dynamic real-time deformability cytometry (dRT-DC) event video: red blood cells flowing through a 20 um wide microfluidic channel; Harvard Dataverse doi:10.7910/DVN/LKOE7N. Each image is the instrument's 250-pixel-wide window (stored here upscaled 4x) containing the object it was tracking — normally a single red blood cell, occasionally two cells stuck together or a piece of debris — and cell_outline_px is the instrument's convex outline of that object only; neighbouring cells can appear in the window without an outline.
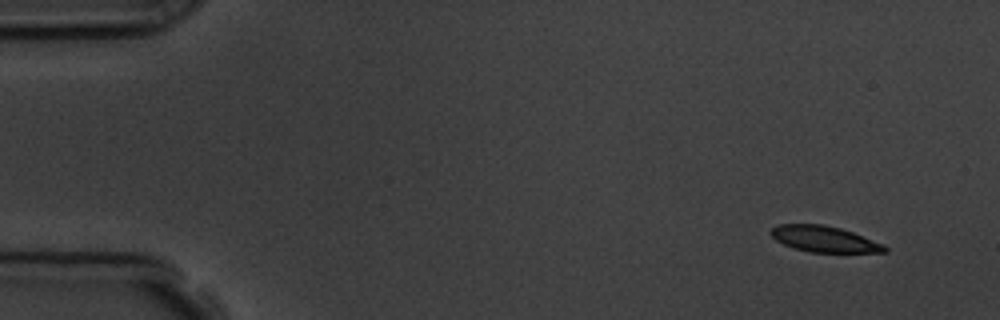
{"species": "common noctule bat (a hibernating species)", "species_latin": "Nyctalus noctula", "temperature_condition": "room temperature", "stored_images_in_passage": 6, "camera_frame_rate_fps": 3000, "um_per_image_px": 0.085, "animal": {"sex": "male", "body_mass_g": 19.5, "forearm_length_mm": 54.6}, "frame": {"image": 1, "passage_image": 1, "time_ms": 0.0, "image_size_px": [1000, 320], "cell_outline_px": [[888, 252], [808, 252], [784, 244], [776, 240], [768, 232], [772, 228], [780, 224], [824, 224], [840, 228], [852, 232], [884, 244], [888, 248]], "centroid_in_image_um": [70.06, 20.31], "position_along_channel_um": 14.9, "area_um2": 17.17}}
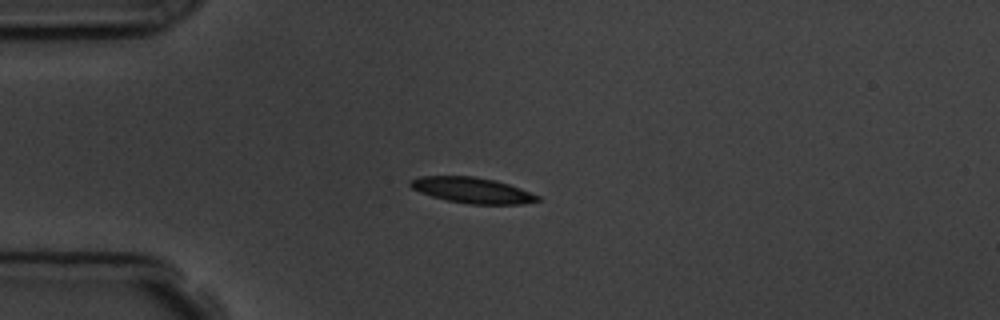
{"frame": {"image": 2, "passage_image": 4, "time_ms": 3.333, "image_size_px": [1000, 320], "cell_outline_px": [[540, 200], [524, 204], [468, 204], [448, 200], [432, 196], [420, 192], [412, 188], [408, 184], [408, 180], [420, 176], [472, 176], [496, 180], [520, 188], [540, 196]], "centroid_in_image_um": [40.12, 16.17], "position_along_channel_um": 44.9, "area_um2": 19.07}}